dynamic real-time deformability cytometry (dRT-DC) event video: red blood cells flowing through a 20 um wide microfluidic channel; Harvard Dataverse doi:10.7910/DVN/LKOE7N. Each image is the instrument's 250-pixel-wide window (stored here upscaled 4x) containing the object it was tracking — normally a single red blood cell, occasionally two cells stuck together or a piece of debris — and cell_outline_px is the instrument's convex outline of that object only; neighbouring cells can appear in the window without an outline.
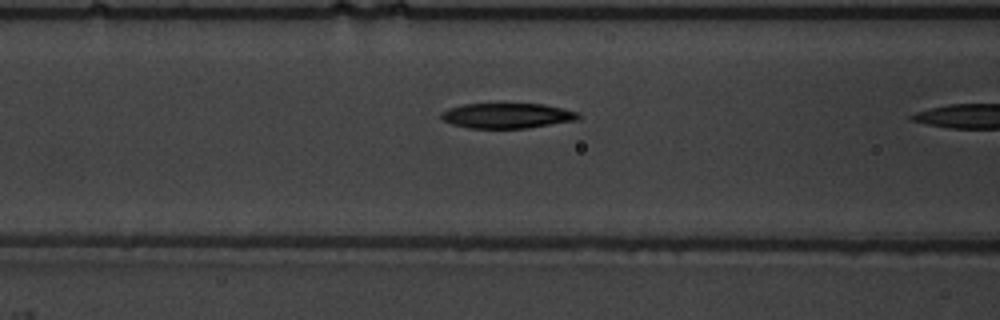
{"species": "common noctule bat (a hibernating species)", "species_latin": "Nyctalus noctula", "temperature_condition": "warm", "stored_images_in_passage": 6, "camera_frame_rate_fps": 3000, "um_per_image_px": 0.085, "animal": {"sex": "male", "body_mass_g": 19.5, "forearm_length_mm": 54.6}, "frame": {"image": 1, "passage_image": 5, "time_ms": 1.333, "image_size_px": [1000, 320], "cell_outline_px": [[580, 116], [576, 120], [528, 128], [468, 128], [452, 124], [444, 120], [440, 116], [440, 112], [448, 108], [464, 104], [544, 104], [576, 112]], "centroid_in_image_um": [43.05, 9.83], "position_along_channel_um": 123.5, "area_um2": 19.94}}